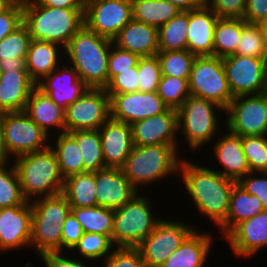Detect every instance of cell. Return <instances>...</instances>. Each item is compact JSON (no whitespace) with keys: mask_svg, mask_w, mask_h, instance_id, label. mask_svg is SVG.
Returning <instances> with one entry per match:
<instances>
[{"mask_svg":"<svg viewBox=\"0 0 267 267\" xmlns=\"http://www.w3.org/2000/svg\"><path fill=\"white\" fill-rule=\"evenodd\" d=\"M178 176L186 193L193 199L197 212L219 227L227 218L232 188L237 182L216 169L194 164L185 157L181 158Z\"/></svg>","mask_w":267,"mask_h":267,"instance_id":"6da1fadb","label":"cell"},{"mask_svg":"<svg viewBox=\"0 0 267 267\" xmlns=\"http://www.w3.org/2000/svg\"><path fill=\"white\" fill-rule=\"evenodd\" d=\"M112 43V40L83 25L64 48L69 65L88 88L105 89L108 86V59Z\"/></svg>","mask_w":267,"mask_h":267,"instance_id":"7a4b0ae2","label":"cell"},{"mask_svg":"<svg viewBox=\"0 0 267 267\" xmlns=\"http://www.w3.org/2000/svg\"><path fill=\"white\" fill-rule=\"evenodd\" d=\"M85 9L54 8L23 0V24L31 39L59 44L65 48L84 25Z\"/></svg>","mask_w":267,"mask_h":267,"instance_id":"3957f363","label":"cell"},{"mask_svg":"<svg viewBox=\"0 0 267 267\" xmlns=\"http://www.w3.org/2000/svg\"><path fill=\"white\" fill-rule=\"evenodd\" d=\"M12 160L27 202L63 192L64 178L50 146L41 151L16 156Z\"/></svg>","mask_w":267,"mask_h":267,"instance_id":"277c9868","label":"cell"},{"mask_svg":"<svg viewBox=\"0 0 267 267\" xmlns=\"http://www.w3.org/2000/svg\"><path fill=\"white\" fill-rule=\"evenodd\" d=\"M179 150L172 145H134L121 168L131 184L139 191L169 175L179 174Z\"/></svg>","mask_w":267,"mask_h":267,"instance_id":"5b68a950","label":"cell"},{"mask_svg":"<svg viewBox=\"0 0 267 267\" xmlns=\"http://www.w3.org/2000/svg\"><path fill=\"white\" fill-rule=\"evenodd\" d=\"M31 242L38 256L61 252L63 223L71 212L63 193L39 198L31 202Z\"/></svg>","mask_w":267,"mask_h":267,"instance_id":"8992f818","label":"cell"},{"mask_svg":"<svg viewBox=\"0 0 267 267\" xmlns=\"http://www.w3.org/2000/svg\"><path fill=\"white\" fill-rule=\"evenodd\" d=\"M218 111L225 113L218 104L191 95L177 110L178 133L184 135L191 151L199 152L201 147L220 135Z\"/></svg>","mask_w":267,"mask_h":267,"instance_id":"52a82bcc","label":"cell"},{"mask_svg":"<svg viewBox=\"0 0 267 267\" xmlns=\"http://www.w3.org/2000/svg\"><path fill=\"white\" fill-rule=\"evenodd\" d=\"M140 195L114 210L112 243L116 247H137L161 220L153 215L149 195Z\"/></svg>","mask_w":267,"mask_h":267,"instance_id":"ba28073f","label":"cell"},{"mask_svg":"<svg viewBox=\"0 0 267 267\" xmlns=\"http://www.w3.org/2000/svg\"><path fill=\"white\" fill-rule=\"evenodd\" d=\"M25 111L5 112L1 122V146L6 158L49 147L50 137Z\"/></svg>","mask_w":267,"mask_h":267,"instance_id":"9c48e42d","label":"cell"},{"mask_svg":"<svg viewBox=\"0 0 267 267\" xmlns=\"http://www.w3.org/2000/svg\"><path fill=\"white\" fill-rule=\"evenodd\" d=\"M188 82L191 96L210 100L225 110L234 98L222 58L217 56H196Z\"/></svg>","mask_w":267,"mask_h":267,"instance_id":"30bf717a","label":"cell"},{"mask_svg":"<svg viewBox=\"0 0 267 267\" xmlns=\"http://www.w3.org/2000/svg\"><path fill=\"white\" fill-rule=\"evenodd\" d=\"M225 114L226 131L241 137L267 135V92L234 97Z\"/></svg>","mask_w":267,"mask_h":267,"instance_id":"8fae6325","label":"cell"},{"mask_svg":"<svg viewBox=\"0 0 267 267\" xmlns=\"http://www.w3.org/2000/svg\"><path fill=\"white\" fill-rule=\"evenodd\" d=\"M110 118V97L105 89L88 88L64 110L65 133L98 130Z\"/></svg>","mask_w":267,"mask_h":267,"instance_id":"7c38bea8","label":"cell"},{"mask_svg":"<svg viewBox=\"0 0 267 267\" xmlns=\"http://www.w3.org/2000/svg\"><path fill=\"white\" fill-rule=\"evenodd\" d=\"M195 228L185 222L161 219L154 230L137 246L145 265L160 267Z\"/></svg>","mask_w":267,"mask_h":267,"instance_id":"4fadbf2b","label":"cell"},{"mask_svg":"<svg viewBox=\"0 0 267 267\" xmlns=\"http://www.w3.org/2000/svg\"><path fill=\"white\" fill-rule=\"evenodd\" d=\"M222 61L233 97L267 92V59L234 54Z\"/></svg>","mask_w":267,"mask_h":267,"instance_id":"5bb4252c","label":"cell"},{"mask_svg":"<svg viewBox=\"0 0 267 267\" xmlns=\"http://www.w3.org/2000/svg\"><path fill=\"white\" fill-rule=\"evenodd\" d=\"M132 19L131 0H86L84 25L99 36L113 40Z\"/></svg>","mask_w":267,"mask_h":267,"instance_id":"9a60e30c","label":"cell"},{"mask_svg":"<svg viewBox=\"0 0 267 267\" xmlns=\"http://www.w3.org/2000/svg\"><path fill=\"white\" fill-rule=\"evenodd\" d=\"M108 95L110 118L129 125L138 120L162 114L169 109L157 92L135 91Z\"/></svg>","mask_w":267,"mask_h":267,"instance_id":"2e32d148","label":"cell"},{"mask_svg":"<svg viewBox=\"0 0 267 267\" xmlns=\"http://www.w3.org/2000/svg\"><path fill=\"white\" fill-rule=\"evenodd\" d=\"M133 145H172L177 150V110L169 108L162 114L138 120L131 125Z\"/></svg>","mask_w":267,"mask_h":267,"instance_id":"e0dca14e","label":"cell"},{"mask_svg":"<svg viewBox=\"0 0 267 267\" xmlns=\"http://www.w3.org/2000/svg\"><path fill=\"white\" fill-rule=\"evenodd\" d=\"M31 218V202L0 208V253L30 246Z\"/></svg>","mask_w":267,"mask_h":267,"instance_id":"ac0fdd59","label":"cell"},{"mask_svg":"<svg viewBox=\"0 0 267 267\" xmlns=\"http://www.w3.org/2000/svg\"><path fill=\"white\" fill-rule=\"evenodd\" d=\"M95 185L97 206L112 210L121 208L139 193L120 168L95 171Z\"/></svg>","mask_w":267,"mask_h":267,"instance_id":"d6986e66","label":"cell"},{"mask_svg":"<svg viewBox=\"0 0 267 267\" xmlns=\"http://www.w3.org/2000/svg\"><path fill=\"white\" fill-rule=\"evenodd\" d=\"M237 257H251L267 247V209L237 224L225 237Z\"/></svg>","mask_w":267,"mask_h":267,"instance_id":"ffe728a7","label":"cell"},{"mask_svg":"<svg viewBox=\"0 0 267 267\" xmlns=\"http://www.w3.org/2000/svg\"><path fill=\"white\" fill-rule=\"evenodd\" d=\"M36 87L64 109L88 89L75 69L63 63L38 82Z\"/></svg>","mask_w":267,"mask_h":267,"instance_id":"44dd1931","label":"cell"},{"mask_svg":"<svg viewBox=\"0 0 267 267\" xmlns=\"http://www.w3.org/2000/svg\"><path fill=\"white\" fill-rule=\"evenodd\" d=\"M105 168H122L133 148L131 126L109 118L99 129Z\"/></svg>","mask_w":267,"mask_h":267,"instance_id":"7402d4cb","label":"cell"},{"mask_svg":"<svg viewBox=\"0 0 267 267\" xmlns=\"http://www.w3.org/2000/svg\"><path fill=\"white\" fill-rule=\"evenodd\" d=\"M216 13L205 3L189 11L187 50L195 56H213Z\"/></svg>","mask_w":267,"mask_h":267,"instance_id":"603a6c76","label":"cell"},{"mask_svg":"<svg viewBox=\"0 0 267 267\" xmlns=\"http://www.w3.org/2000/svg\"><path fill=\"white\" fill-rule=\"evenodd\" d=\"M224 134V135H223ZM222 135V136H221ZM220 138L214 140V157L221 169L217 172L223 176L238 182L246 174L250 173V168L242 148V137L231 133H221ZM216 141V142H215Z\"/></svg>","mask_w":267,"mask_h":267,"instance_id":"cb8c5ba5","label":"cell"},{"mask_svg":"<svg viewBox=\"0 0 267 267\" xmlns=\"http://www.w3.org/2000/svg\"><path fill=\"white\" fill-rule=\"evenodd\" d=\"M35 88L27 70L0 71V111H24Z\"/></svg>","mask_w":267,"mask_h":267,"instance_id":"d4e9b609","label":"cell"},{"mask_svg":"<svg viewBox=\"0 0 267 267\" xmlns=\"http://www.w3.org/2000/svg\"><path fill=\"white\" fill-rule=\"evenodd\" d=\"M113 44L139 57L157 55L158 29L132 19L112 40Z\"/></svg>","mask_w":267,"mask_h":267,"instance_id":"484cf974","label":"cell"},{"mask_svg":"<svg viewBox=\"0 0 267 267\" xmlns=\"http://www.w3.org/2000/svg\"><path fill=\"white\" fill-rule=\"evenodd\" d=\"M195 229L160 267H204L213 236Z\"/></svg>","mask_w":267,"mask_h":267,"instance_id":"4316f807","label":"cell"},{"mask_svg":"<svg viewBox=\"0 0 267 267\" xmlns=\"http://www.w3.org/2000/svg\"><path fill=\"white\" fill-rule=\"evenodd\" d=\"M64 110L36 87L30 94L24 111L49 135L52 134L49 130L52 127L60 131L59 134L65 133Z\"/></svg>","mask_w":267,"mask_h":267,"instance_id":"83f0119b","label":"cell"},{"mask_svg":"<svg viewBox=\"0 0 267 267\" xmlns=\"http://www.w3.org/2000/svg\"><path fill=\"white\" fill-rule=\"evenodd\" d=\"M61 47L53 42L31 40L25 63L30 78L36 84L60 66L59 58L64 57Z\"/></svg>","mask_w":267,"mask_h":267,"instance_id":"f1b7e54d","label":"cell"},{"mask_svg":"<svg viewBox=\"0 0 267 267\" xmlns=\"http://www.w3.org/2000/svg\"><path fill=\"white\" fill-rule=\"evenodd\" d=\"M31 36L22 24L0 41V71L27 70L26 56Z\"/></svg>","mask_w":267,"mask_h":267,"instance_id":"f546056e","label":"cell"},{"mask_svg":"<svg viewBox=\"0 0 267 267\" xmlns=\"http://www.w3.org/2000/svg\"><path fill=\"white\" fill-rule=\"evenodd\" d=\"M262 210L264 207L261 200L236 183L232 188L227 218L218 228L225 237L237 224L254 217Z\"/></svg>","mask_w":267,"mask_h":267,"instance_id":"4dcf8cb0","label":"cell"},{"mask_svg":"<svg viewBox=\"0 0 267 267\" xmlns=\"http://www.w3.org/2000/svg\"><path fill=\"white\" fill-rule=\"evenodd\" d=\"M95 172H82L67 177L64 180L63 194L70 207L96 206Z\"/></svg>","mask_w":267,"mask_h":267,"instance_id":"1f68e13d","label":"cell"},{"mask_svg":"<svg viewBox=\"0 0 267 267\" xmlns=\"http://www.w3.org/2000/svg\"><path fill=\"white\" fill-rule=\"evenodd\" d=\"M133 19L157 29L174 18L179 9L165 0H131Z\"/></svg>","mask_w":267,"mask_h":267,"instance_id":"d6a6232c","label":"cell"},{"mask_svg":"<svg viewBox=\"0 0 267 267\" xmlns=\"http://www.w3.org/2000/svg\"><path fill=\"white\" fill-rule=\"evenodd\" d=\"M246 23L241 18H218L215 24L213 56L225 58L234 55Z\"/></svg>","mask_w":267,"mask_h":267,"instance_id":"836d02e7","label":"cell"},{"mask_svg":"<svg viewBox=\"0 0 267 267\" xmlns=\"http://www.w3.org/2000/svg\"><path fill=\"white\" fill-rule=\"evenodd\" d=\"M57 139L50 148L54 151L59 170L64 180L72 175L84 172L81 150L78 143L68 134H56Z\"/></svg>","mask_w":267,"mask_h":267,"instance_id":"e575fe53","label":"cell"},{"mask_svg":"<svg viewBox=\"0 0 267 267\" xmlns=\"http://www.w3.org/2000/svg\"><path fill=\"white\" fill-rule=\"evenodd\" d=\"M83 232L107 235L112 240L114 210L101 206L71 207Z\"/></svg>","mask_w":267,"mask_h":267,"instance_id":"d590c367","label":"cell"},{"mask_svg":"<svg viewBox=\"0 0 267 267\" xmlns=\"http://www.w3.org/2000/svg\"><path fill=\"white\" fill-rule=\"evenodd\" d=\"M81 150L84 172H95L105 168L99 130L72 131L68 133Z\"/></svg>","mask_w":267,"mask_h":267,"instance_id":"8d00e7d4","label":"cell"},{"mask_svg":"<svg viewBox=\"0 0 267 267\" xmlns=\"http://www.w3.org/2000/svg\"><path fill=\"white\" fill-rule=\"evenodd\" d=\"M189 12H179L158 29L159 51L187 50Z\"/></svg>","mask_w":267,"mask_h":267,"instance_id":"74e56055","label":"cell"},{"mask_svg":"<svg viewBox=\"0 0 267 267\" xmlns=\"http://www.w3.org/2000/svg\"><path fill=\"white\" fill-rule=\"evenodd\" d=\"M11 167H10V166ZM13 163L0 164V208L26 204Z\"/></svg>","mask_w":267,"mask_h":267,"instance_id":"f35d334b","label":"cell"},{"mask_svg":"<svg viewBox=\"0 0 267 267\" xmlns=\"http://www.w3.org/2000/svg\"><path fill=\"white\" fill-rule=\"evenodd\" d=\"M162 75L189 79L196 56L188 50L159 51Z\"/></svg>","mask_w":267,"mask_h":267,"instance_id":"ab89813d","label":"cell"},{"mask_svg":"<svg viewBox=\"0 0 267 267\" xmlns=\"http://www.w3.org/2000/svg\"><path fill=\"white\" fill-rule=\"evenodd\" d=\"M113 247L115 246L107 235L84 232L72 252L77 250L78 256H82L81 259L87 262L96 259L104 261L111 254Z\"/></svg>","mask_w":267,"mask_h":267,"instance_id":"60d3db41","label":"cell"},{"mask_svg":"<svg viewBox=\"0 0 267 267\" xmlns=\"http://www.w3.org/2000/svg\"><path fill=\"white\" fill-rule=\"evenodd\" d=\"M189 79L162 75L157 94L171 109L178 110L190 96Z\"/></svg>","mask_w":267,"mask_h":267,"instance_id":"b9f144b4","label":"cell"},{"mask_svg":"<svg viewBox=\"0 0 267 267\" xmlns=\"http://www.w3.org/2000/svg\"><path fill=\"white\" fill-rule=\"evenodd\" d=\"M235 54L267 59V47L259 24L244 25Z\"/></svg>","mask_w":267,"mask_h":267,"instance_id":"7bdbcfd3","label":"cell"},{"mask_svg":"<svg viewBox=\"0 0 267 267\" xmlns=\"http://www.w3.org/2000/svg\"><path fill=\"white\" fill-rule=\"evenodd\" d=\"M242 148L250 172H267V135L242 136Z\"/></svg>","mask_w":267,"mask_h":267,"instance_id":"ee69618b","label":"cell"},{"mask_svg":"<svg viewBox=\"0 0 267 267\" xmlns=\"http://www.w3.org/2000/svg\"><path fill=\"white\" fill-rule=\"evenodd\" d=\"M138 75L139 91L157 92L162 76L157 55L139 58Z\"/></svg>","mask_w":267,"mask_h":267,"instance_id":"f6af8a7d","label":"cell"},{"mask_svg":"<svg viewBox=\"0 0 267 267\" xmlns=\"http://www.w3.org/2000/svg\"><path fill=\"white\" fill-rule=\"evenodd\" d=\"M102 262L103 267H144L145 265L137 247H114L111 254Z\"/></svg>","mask_w":267,"mask_h":267,"instance_id":"bcb514c9","label":"cell"},{"mask_svg":"<svg viewBox=\"0 0 267 267\" xmlns=\"http://www.w3.org/2000/svg\"><path fill=\"white\" fill-rule=\"evenodd\" d=\"M139 58L138 55L112 43L108 59V84L120 71L131 70V67L136 66Z\"/></svg>","mask_w":267,"mask_h":267,"instance_id":"7dc6e473","label":"cell"},{"mask_svg":"<svg viewBox=\"0 0 267 267\" xmlns=\"http://www.w3.org/2000/svg\"><path fill=\"white\" fill-rule=\"evenodd\" d=\"M138 64L131 70L120 71L105 88L107 94H122L139 91Z\"/></svg>","mask_w":267,"mask_h":267,"instance_id":"c3c4849f","label":"cell"},{"mask_svg":"<svg viewBox=\"0 0 267 267\" xmlns=\"http://www.w3.org/2000/svg\"><path fill=\"white\" fill-rule=\"evenodd\" d=\"M23 24V0H15L0 13V41Z\"/></svg>","mask_w":267,"mask_h":267,"instance_id":"681fc988","label":"cell"},{"mask_svg":"<svg viewBox=\"0 0 267 267\" xmlns=\"http://www.w3.org/2000/svg\"><path fill=\"white\" fill-rule=\"evenodd\" d=\"M237 184L247 193L256 195L261 200L264 209H267V172H250L241 178Z\"/></svg>","mask_w":267,"mask_h":267,"instance_id":"f907efd6","label":"cell"},{"mask_svg":"<svg viewBox=\"0 0 267 267\" xmlns=\"http://www.w3.org/2000/svg\"><path fill=\"white\" fill-rule=\"evenodd\" d=\"M219 18L244 19L246 0H204Z\"/></svg>","mask_w":267,"mask_h":267,"instance_id":"816d5d0a","label":"cell"},{"mask_svg":"<svg viewBox=\"0 0 267 267\" xmlns=\"http://www.w3.org/2000/svg\"><path fill=\"white\" fill-rule=\"evenodd\" d=\"M83 229L81 224L77 221L75 216L70 212L69 215L66 217L63 228H62V235H61V252L72 251L74 246L78 243L79 239L83 235Z\"/></svg>","mask_w":267,"mask_h":267,"instance_id":"f5cc1de1","label":"cell"},{"mask_svg":"<svg viewBox=\"0 0 267 267\" xmlns=\"http://www.w3.org/2000/svg\"><path fill=\"white\" fill-rule=\"evenodd\" d=\"M244 20L250 24L267 20V0H246Z\"/></svg>","mask_w":267,"mask_h":267,"instance_id":"db71d44e","label":"cell"},{"mask_svg":"<svg viewBox=\"0 0 267 267\" xmlns=\"http://www.w3.org/2000/svg\"><path fill=\"white\" fill-rule=\"evenodd\" d=\"M64 252L47 253L39 256L46 267H88L82 259H75ZM67 255V256H66Z\"/></svg>","mask_w":267,"mask_h":267,"instance_id":"11a10c76","label":"cell"},{"mask_svg":"<svg viewBox=\"0 0 267 267\" xmlns=\"http://www.w3.org/2000/svg\"><path fill=\"white\" fill-rule=\"evenodd\" d=\"M38 4L54 7V8H69V9H85L86 0H35Z\"/></svg>","mask_w":267,"mask_h":267,"instance_id":"9f6ffc18","label":"cell"},{"mask_svg":"<svg viewBox=\"0 0 267 267\" xmlns=\"http://www.w3.org/2000/svg\"><path fill=\"white\" fill-rule=\"evenodd\" d=\"M175 5L180 12H189L198 9L204 4V0H165Z\"/></svg>","mask_w":267,"mask_h":267,"instance_id":"6f0895ef","label":"cell"},{"mask_svg":"<svg viewBox=\"0 0 267 267\" xmlns=\"http://www.w3.org/2000/svg\"><path fill=\"white\" fill-rule=\"evenodd\" d=\"M15 0H0V13L6 10Z\"/></svg>","mask_w":267,"mask_h":267,"instance_id":"680465c9","label":"cell"},{"mask_svg":"<svg viewBox=\"0 0 267 267\" xmlns=\"http://www.w3.org/2000/svg\"><path fill=\"white\" fill-rule=\"evenodd\" d=\"M259 25H260V28L262 30V34L264 36L265 44H266V47H267V20L263 21Z\"/></svg>","mask_w":267,"mask_h":267,"instance_id":"91938a15","label":"cell"},{"mask_svg":"<svg viewBox=\"0 0 267 267\" xmlns=\"http://www.w3.org/2000/svg\"><path fill=\"white\" fill-rule=\"evenodd\" d=\"M7 161H9V160L6 158V156H5L4 152H3V149H2V146H1V134H0V164L5 163Z\"/></svg>","mask_w":267,"mask_h":267,"instance_id":"94428289","label":"cell"},{"mask_svg":"<svg viewBox=\"0 0 267 267\" xmlns=\"http://www.w3.org/2000/svg\"><path fill=\"white\" fill-rule=\"evenodd\" d=\"M3 115H4V112L0 111V134H1V122H2Z\"/></svg>","mask_w":267,"mask_h":267,"instance_id":"6125c7cd","label":"cell"}]
</instances>
